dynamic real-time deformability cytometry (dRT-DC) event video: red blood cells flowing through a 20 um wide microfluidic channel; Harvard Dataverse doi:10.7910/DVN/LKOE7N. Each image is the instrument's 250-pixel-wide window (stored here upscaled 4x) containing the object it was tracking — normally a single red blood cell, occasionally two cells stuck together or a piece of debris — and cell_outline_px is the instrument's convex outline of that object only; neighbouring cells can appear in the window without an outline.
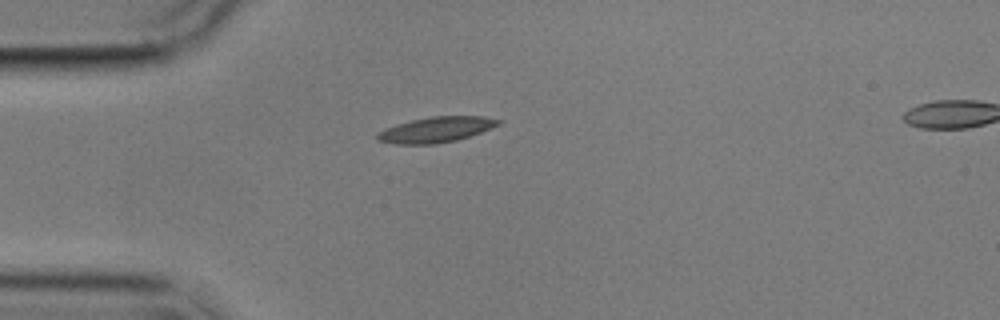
{"species": "common noctule bat (a hibernating species)", "species_latin": "Nyctalus noctula", "temperature_condition": "cold", "stored_images_in_passage": 2, "segment_of_instrument_passage": [1, 2], "camera_frame_rate_fps": 3000, "um_per_image_px": 0.085, "animal": {"sex": "male", "body_mass_g": 17.9}, "frame": {"image": 1, "passage_image": 1, "time_ms": 0.0, "image_size_px": [1000, 320], "cell_outline_px": [[504, 120], [500, 124], [480, 132], [456, 140], [436, 144], [396, 144], [376, 140], [376, 132], [384, 128], [396, 124], [412, 120], [432, 116], [484, 116]], "centroid_in_image_um": [37.04, 11.01], "position_along_channel_um": 48.0, "area_um2": 18.03}}